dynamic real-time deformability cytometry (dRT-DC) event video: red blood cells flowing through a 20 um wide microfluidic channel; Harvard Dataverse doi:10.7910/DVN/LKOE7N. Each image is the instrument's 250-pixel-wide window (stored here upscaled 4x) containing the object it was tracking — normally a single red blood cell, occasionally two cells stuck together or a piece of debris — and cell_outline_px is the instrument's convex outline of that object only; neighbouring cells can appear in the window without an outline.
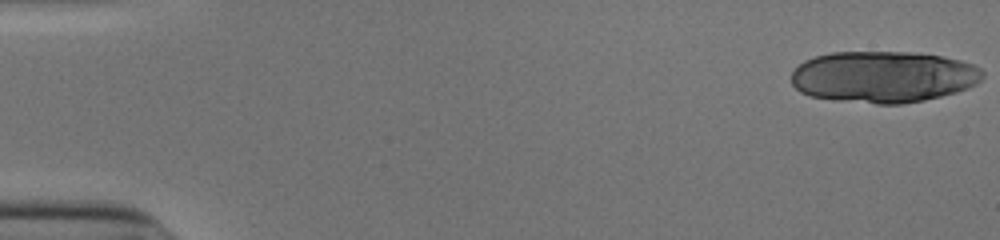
{"species": "human", "species_latin": "Homo sapiens", "temperature_condition": "cold", "stored_images_in_passage": 17, "camera_frame_rate_fps": 3000, "um_per_image_px": 0.085, "donor": {"sex": "male"}, "frame": {"image": 1, "passage_image": 1, "time_ms": 0.0, "image_size_px": [1000, 240], "cell_outline_px": [[984, 76], [976, 84], [968, 88], [956, 92], [924, 100], [900, 104], [876, 104], [836, 100], [808, 96], [800, 92], [792, 84], [792, 72], [804, 60], [816, 56], [832, 52], [908, 52], [940, 56], [960, 60], [976, 64], [984, 72]], "centroid_in_image_um": [75.09, 6.53], "position_along_channel_um": 9.9, "area_um2": 57.63}}